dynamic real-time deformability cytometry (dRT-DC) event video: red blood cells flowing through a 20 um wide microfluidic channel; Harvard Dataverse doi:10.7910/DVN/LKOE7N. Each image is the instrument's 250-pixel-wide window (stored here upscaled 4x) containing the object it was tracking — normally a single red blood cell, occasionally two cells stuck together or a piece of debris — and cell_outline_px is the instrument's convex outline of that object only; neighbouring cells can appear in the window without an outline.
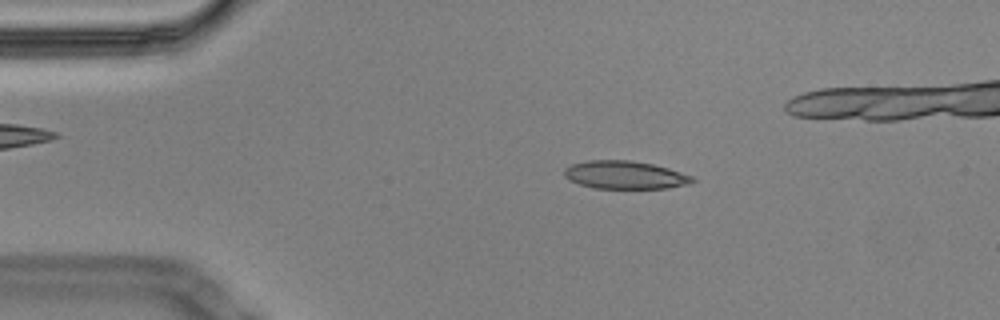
{"species": "Egyptian fruit bat (a non-hibernating species)", "species_latin": "Rousettus aegyptiacus", "temperature_condition": "cold", "stored_images_in_passage": 50, "camera_frame_rate_fps": 3000, "um_per_image_px": 0.085, "animal": {"sex": "male"}, "frame": {"image": 1, "passage_image": 10, "time_ms": 3.0, "image_size_px": [1000, 320], "cell_outline_px": [[696, 180], [688, 184], [668, 188], [592, 188], [568, 180], [564, 176], [564, 168], [572, 164], [588, 160], [632, 160], [652, 164], [668, 168], [692, 176]], "centroid_in_image_um": [53.09, 14.87], "position_along_channel_um": 31.9, "area_um2": 20.92}}
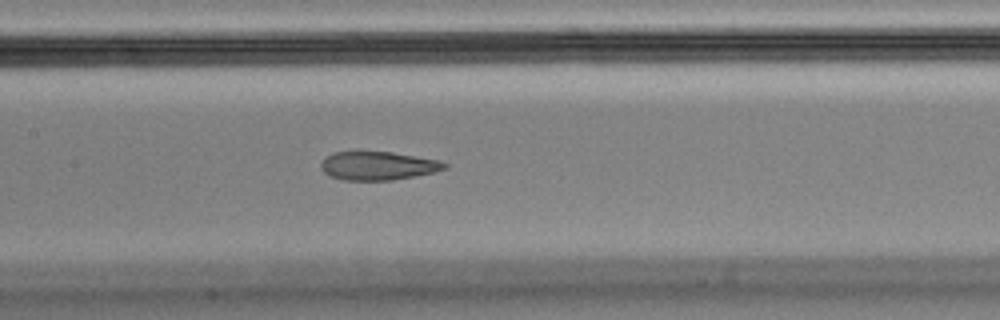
{"frame": {"image": 2, "passage_image": 26, "time_ms": 8.333, "image_size_px": [1000, 320], "cell_outline_px": [[448, 168], [416, 176], [392, 180], [344, 180], [332, 176], [324, 172], [320, 168], [320, 164], [332, 152], [392, 152], [440, 160], [448, 164]], "centroid_in_image_um": [32.16, 14.09], "position_along_channel_um": 175.2, "area_um2": 20.4}}
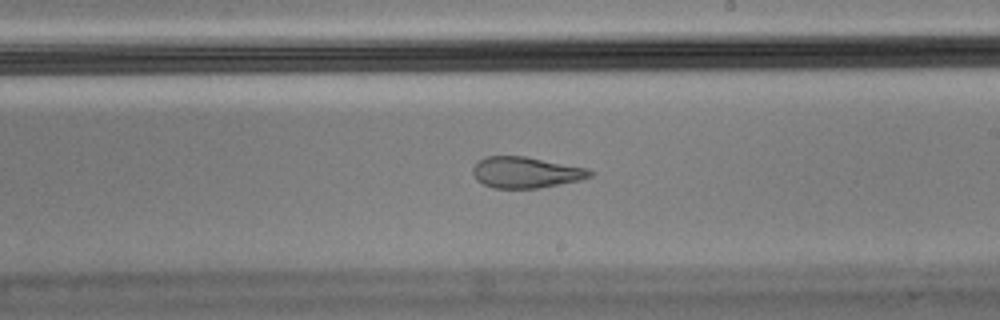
{"frame": {"image": 3, "passage_image": 32, "time_ms": 10.333, "image_size_px": [1000, 320], "cell_outline_px": [[596, 172], [592, 176], [580, 180], [540, 188], [492, 188], [476, 180], [472, 172], [472, 168], [484, 156], [524, 156], [588, 168]], "centroid_in_image_um": [44.71, 14.65], "position_along_channel_um": 244.3, "area_um2": 21.33}, "authors_computed_cell_mechanics": {"area_um2": 21.5883, "velocity_mm_per_s": 3.4677, "shape_relaxation_time_tau1_ms": null, "shape_relaxation_time_tau2_ms": 1.4964, "deformation_change_tau1": null, "deformation_change_tau2": 0.0927}}